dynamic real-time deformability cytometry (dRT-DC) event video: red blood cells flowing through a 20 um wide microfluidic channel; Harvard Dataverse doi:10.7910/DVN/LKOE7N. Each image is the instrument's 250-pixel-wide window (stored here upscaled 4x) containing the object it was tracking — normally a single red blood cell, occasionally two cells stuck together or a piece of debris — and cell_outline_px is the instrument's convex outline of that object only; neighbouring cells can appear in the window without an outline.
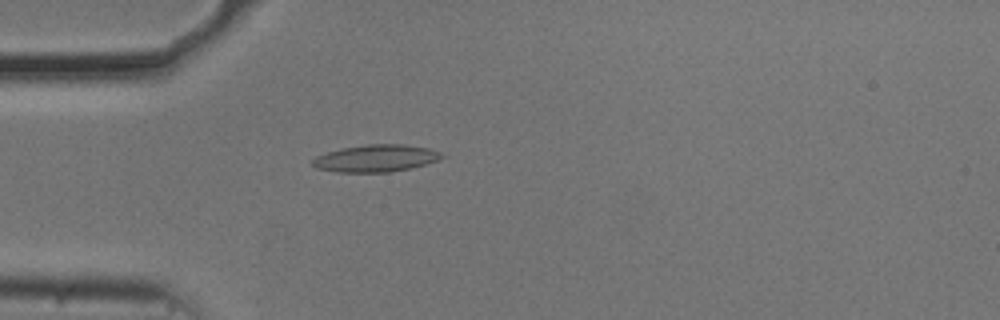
{"species": "common noctule bat (a hibernating species)", "species_latin": "Nyctalus noctula", "temperature_condition": "cold", "stored_images_in_passage": 27, "camera_frame_rate_fps": 3000, "um_per_image_px": 0.085, "animal": {"sex": "male", "body_mass_g": 20.5, "forearm_length_mm": 52.5}, "frame": {"image": 1, "passage_image": 1, "time_ms": 0.0, "image_size_px": [1000, 320], "cell_outline_px": [[448, 156], [412, 168], [388, 172], [336, 172], [316, 168], [312, 164], [312, 160], [316, 156], [340, 148], [368, 144], [404, 144], [428, 148], [440, 152]], "centroid_in_image_um": [31.95, 13.45], "position_along_channel_um": 53.1, "area_um2": 20.46}}
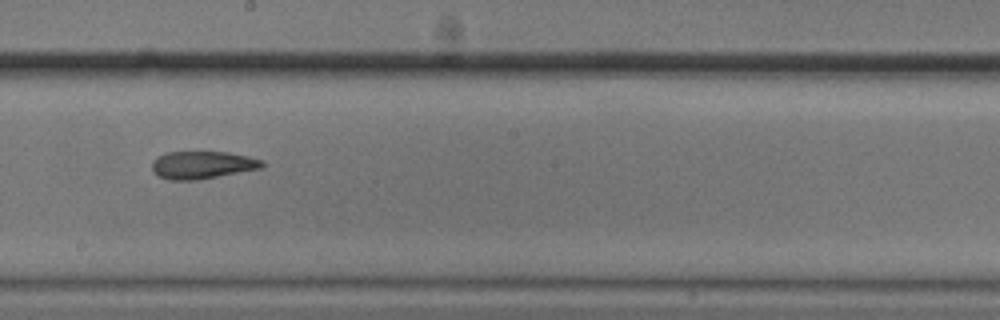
{"frame": {"image": 2, "passage_image": 16, "time_ms": 5.0, "image_size_px": [1000, 320], "cell_outline_px": [[264, 168], [196, 180], [172, 180], [160, 176], [152, 168], [152, 160], [156, 156], [164, 152], [228, 152], [248, 156], [264, 160]], "centroid_in_image_um": [17.23, 14.01], "position_along_channel_um": 231.0, "area_um2": 17.8}}
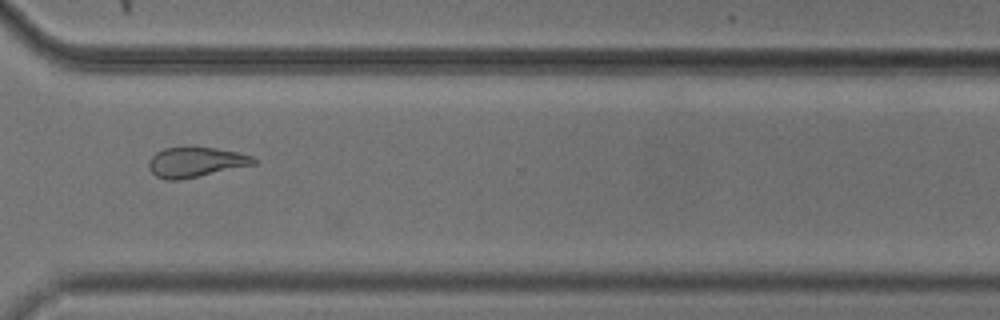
{"frame": {"image": 3, "passage_image": 26, "time_ms": 8.333, "image_size_px": [1000, 320], "cell_outline_px": [[256, 164], [176, 180], [168, 180], [156, 176], [148, 168], [148, 160], [156, 152], [164, 148], [216, 148], [236, 152], [252, 156], [256, 160]], "centroid_in_image_um": [16.6, 13.78], "position_along_channel_um": 354.0, "area_um2": 17.86}}